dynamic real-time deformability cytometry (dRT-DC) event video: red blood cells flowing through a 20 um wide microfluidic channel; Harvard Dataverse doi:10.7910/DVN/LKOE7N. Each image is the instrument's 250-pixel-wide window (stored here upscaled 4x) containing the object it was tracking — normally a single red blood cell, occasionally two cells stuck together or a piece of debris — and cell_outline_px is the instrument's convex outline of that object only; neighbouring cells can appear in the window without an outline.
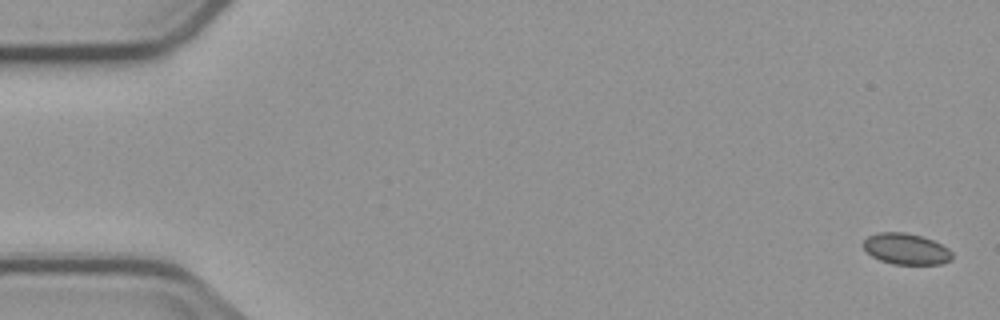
{"species": "common noctule bat (a hibernating species)", "species_latin": "Nyctalus noctula", "temperature_condition": "cold", "stored_images_in_passage": 7, "camera_frame_rate_fps": 3000, "um_per_image_px": 0.085, "animal": {"sex": "male", "body_mass_g": 23.1, "forearm_length_mm": 52.7}, "frame": {"image": 1, "passage_image": 1, "time_ms": 0.0, "image_size_px": [1000, 320], "cell_outline_px": [[952, 260], [940, 264], [892, 264], [880, 260], [872, 256], [860, 244], [868, 236], [876, 232], [904, 232], [920, 236], [932, 240], [948, 248], [952, 252]], "centroid_in_image_um": [76.99, 21.16], "position_along_channel_um": 8.0, "area_um2": 16.13}}
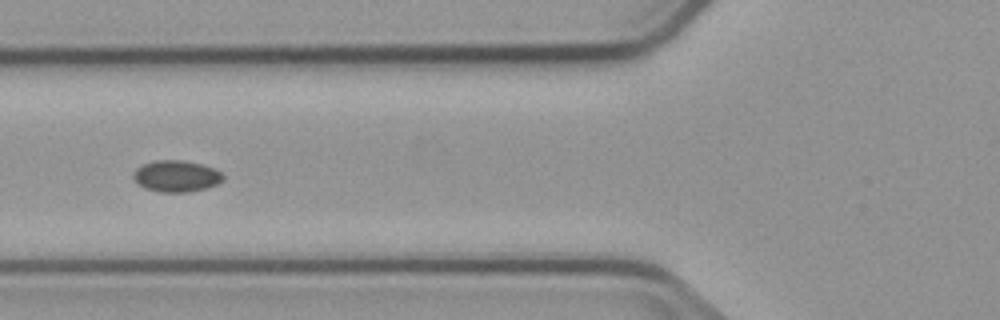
{"frame": {"image": 2, "passage_image": 6, "time_ms": 6.667, "image_size_px": [1000, 320], "cell_outline_px": [[224, 180], [208, 188], [188, 192], [160, 192], [144, 188], [132, 176], [132, 172], [140, 164], [156, 160], [184, 160], [216, 168], [224, 176]], "centroid_in_image_um": [14.99, 14.96], "position_along_channel_um": 110.8, "area_um2": 16.65}}
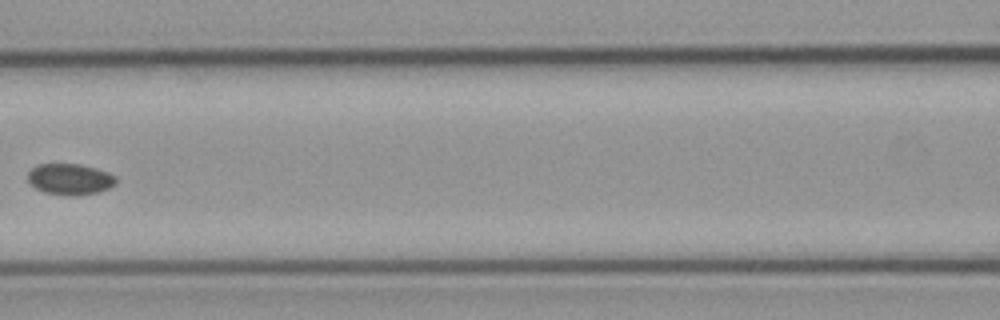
{"frame": {"image": 3, "passage_image": 7, "time_ms": 8.0, "image_size_px": [1000, 320], "cell_outline_px": [[116, 184], [108, 188], [96, 192], [76, 196], [68, 196], [44, 192], [36, 188], [28, 180], [28, 172], [36, 164], [80, 164], [96, 168], [108, 172], [116, 176]], "centroid_in_image_um": [5.95, 15.23], "position_along_channel_um": 160.6, "area_um2": 16.01}}